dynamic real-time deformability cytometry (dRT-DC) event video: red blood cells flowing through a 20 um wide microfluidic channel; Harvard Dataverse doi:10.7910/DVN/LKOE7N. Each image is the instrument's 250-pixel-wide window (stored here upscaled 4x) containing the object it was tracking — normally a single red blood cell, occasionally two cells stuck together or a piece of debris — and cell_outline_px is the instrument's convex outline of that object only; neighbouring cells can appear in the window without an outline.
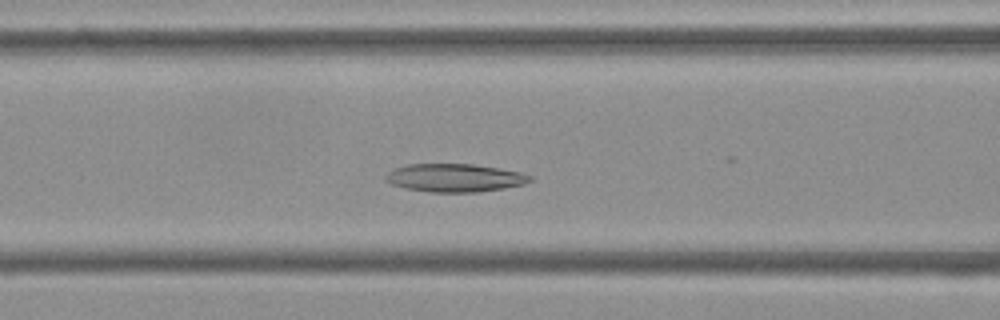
{"species": "Egyptian fruit bat (a non-hibernating species)", "species_latin": "Rousettus aegyptiacus", "temperature_condition": "cold", "stored_images_in_passage": 45, "camera_frame_rate_fps": 3000, "um_per_image_px": 0.085, "frame": {"image": 1, "passage_image": 18, "time_ms": 5.667, "image_size_px": [1000, 320], "cell_outline_px": [[532, 180], [524, 184], [504, 188], [476, 192], [428, 192], [404, 188], [392, 184], [384, 180], [384, 176], [392, 168], [408, 164], [472, 164], [500, 168], [520, 172], [532, 176]], "centroid_in_image_um": [38.61, 15.11], "position_along_channel_um": 128.0, "area_um2": 23.81}}
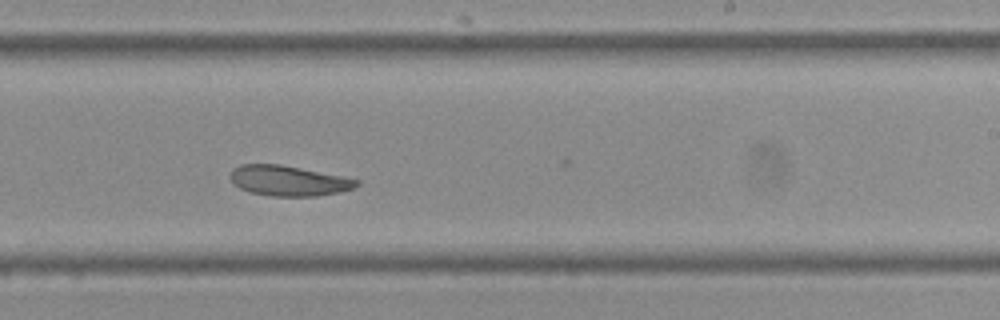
{"frame": {"image": 2, "passage_image": 29, "time_ms": 9.333, "image_size_px": [1000, 320], "cell_outline_px": [[360, 184], [352, 188], [340, 192], [316, 196], [272, 196], [252, 192], [240, 188], [232, 184], [228, 176], [232, 168], [240, 164], [280, 164], [360, 180]], "centroid_in_image_um": [24.46, 15.36], "position_along_channel_um": 264.5, "area_um2": 22.25}}
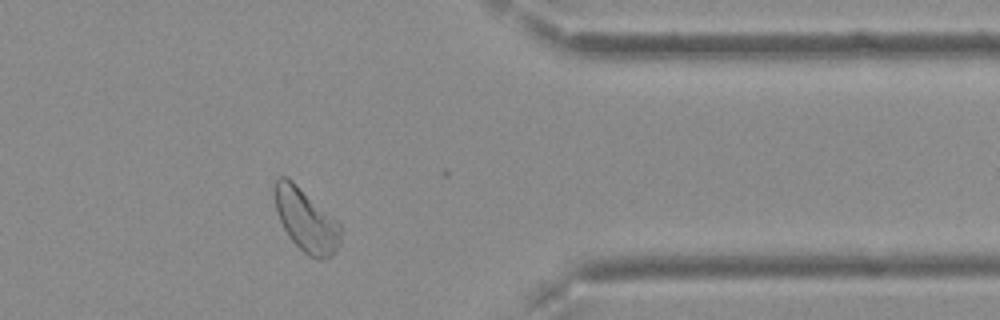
{"frame": {"image": 3, "passage_image": 40, "time_ms": 13.0, "image_size_px": [1000, 320], "cell_outline_px": [[340, 244], [332, 256], [324, 260], [316, 260], [308, 256], [288, 236], [280, 220], [276, 208], [272, 192], [272, 188], [276, 180], [280, 176], [288, 176], [336, 220], [340, 224]], "centroid_in_image_um": [25.99, 18.72], "position_along_channel_um": 385.4, "area_um2": 24.28}, "authors_computed_cell_mechanics": {"area_um2": 24.2182, "velocity_mm_per_s": 3.732, "shape_relaxation_time_tau1_ms": null, "shape_relaxation_time_tau2_ms": 9.0541, "deformation_change_tau1": null, "deformation_change_tau2": 0.1364}}